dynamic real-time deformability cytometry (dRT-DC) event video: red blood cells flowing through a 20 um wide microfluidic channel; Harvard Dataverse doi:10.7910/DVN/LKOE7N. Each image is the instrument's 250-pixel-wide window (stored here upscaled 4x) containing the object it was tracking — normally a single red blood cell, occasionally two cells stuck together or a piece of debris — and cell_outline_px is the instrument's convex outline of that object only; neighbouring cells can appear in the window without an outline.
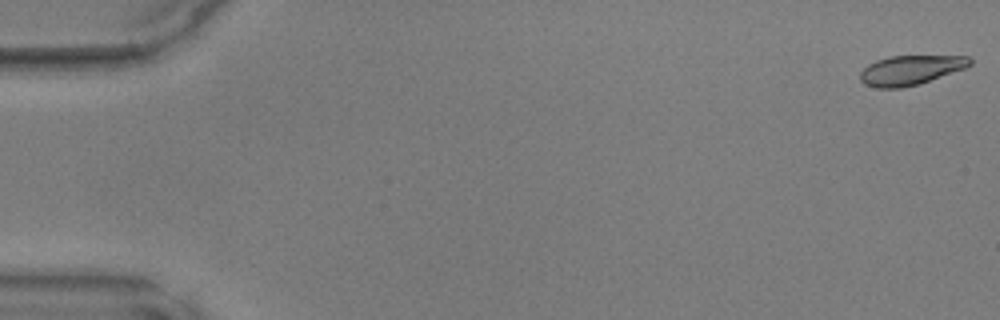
{"species": "common noctule bat (a hibernating species)", "species_latin": "Nyctalus noctula", "temperature_condition": "warm", "stored_images_in_passage": 11, "camera_frame_rate_fps": 3000, "um_per_image_px": 0.085, "animal": {"sex": "male", "body_mass_g": 17.9, "forearm_length_mm": 54.2}, "frame": {"image": 1, "passage_image": 1, "time_ms": 0.0, "image_size_px": [1000, 320], "cell_outline_px": [[972, 64], [964, 68], [920, 84], [900, 88], [876, 88], [864, 84], [860, 80], [860, 72], [868, 64], [876, 60], [892, 56], [968, 56], [972, 60]], "centroid_in_image_um": [77.37, 5.96], "position_along_channel_um": 7.6, "area_um2": 18.84}}